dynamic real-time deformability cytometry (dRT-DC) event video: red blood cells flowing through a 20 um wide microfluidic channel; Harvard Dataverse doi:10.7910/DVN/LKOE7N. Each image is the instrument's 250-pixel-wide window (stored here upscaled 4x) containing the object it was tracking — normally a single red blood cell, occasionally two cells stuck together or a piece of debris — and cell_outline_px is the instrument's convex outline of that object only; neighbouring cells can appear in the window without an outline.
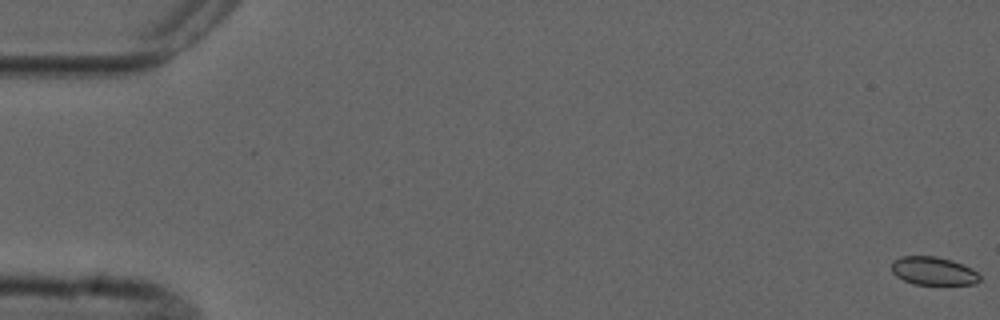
{"species": "common noctule bat (a hibernating species)", "species_latin": "Nyctalus noctula", "temperature_condition": "cold", "stored_images_in_passage": 4, "camera_frame_rate_fps": 3000, "um_per_image_px": 0.085, "animal": {"sex": "male", "forearm_length_mm": 52.5}, "frame": {"image": 1, "passage_image": 1, "time_ms": 0.0, "image_size_px": [1000, 320], "cell_outline_px": [[980, 280], [976, 284], [912, 284], [896, 276], [892, 272], [892, 260], [900, 256], [936, 256], [952, 260], [972, 268], [980, 276]], "centroid_in_image_um": [79.32, 23.02], "position_along_channel_um": 5.7, "area_um2": 14.57}}
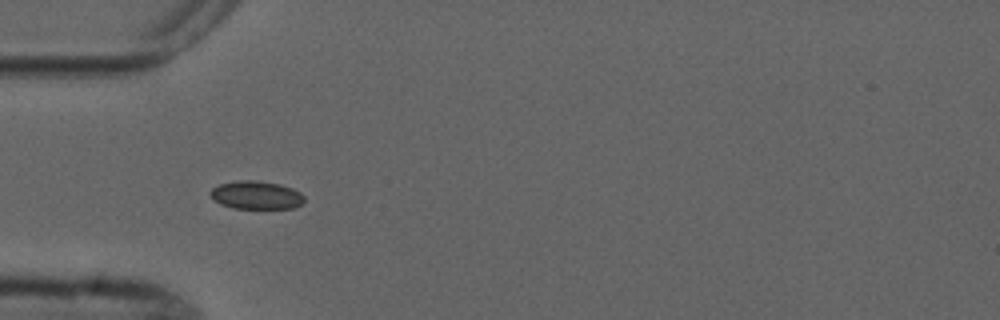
{"frame": {"image": 2, "passage_image": 3, "time_ms": 5.667, "image_size_px": [1000, 320], "cell_outline_px": [[304, 204], [292, 208], [232, 208], [220, 204], [208, 192], [212, 188], [220, 184], [240, 180], [256, 180], [280, 184], [292, 188], [300, 192], [304, 196]], "centroid_in_image_um": [21.8, 16.58], "position_along_channel_um": 63.2, "area_um2": 15.43}}
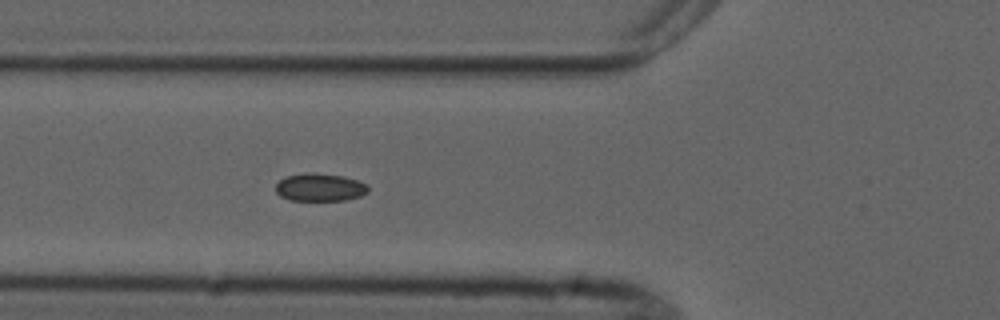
{"frame": {"image": 3, "passage_image": 4, "time_ms": 6.667, "image_size_px": [1000, 320], "cell_outline_px": [[368, 192], [360, 196], [344, 200], [288, 200], [280, 196], [276, 192], [276, 184], [280, 180], [288, 176], [308, 172], [316, 172], [344, 176], [356, 180], [364, 184], [368, 188]], "centroid_in_image_um": [27.16, 15.92], "position_along_channel_um": 98.6, "area_um2": 14.91}}